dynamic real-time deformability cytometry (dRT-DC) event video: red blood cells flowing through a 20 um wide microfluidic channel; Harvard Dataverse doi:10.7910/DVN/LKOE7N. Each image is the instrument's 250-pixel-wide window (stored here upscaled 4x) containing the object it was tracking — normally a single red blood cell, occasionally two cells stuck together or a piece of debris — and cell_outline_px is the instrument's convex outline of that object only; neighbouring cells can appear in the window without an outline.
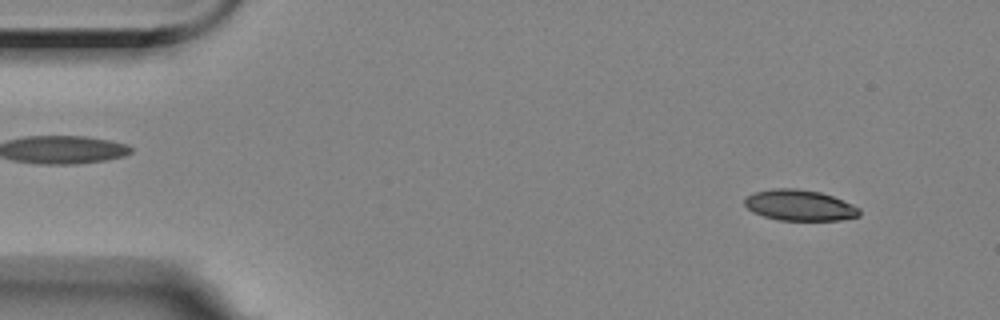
{"species": "Egyptian fruit bat (a non-hibernating species)", "species_latin": "Rousettus aegyptiacus", "temperature_condition": "room temperature", "stored_images_in_passage": 55, "camera_frame_rate_fps": 3000, "um_per_image_px": 0.085, "animal": {"sex": "female"}, "frame": {"image": 1, "passage_image": 5, "time_ms": 1.333, "image_size_px": [1000, 320], "cell_outline_px": [[860, 216], [840, 220], [776, 220], [752, 212], [744, 204], [744, 200], [748, 196], [756, 192], [776, 188], [796, 188], [820, 192], [832, 196], [860, 208]], "centroid_in_image_um": [67.97, 17.45], "position_along_channel_um": 17.0, "area_um2": 20.52}}
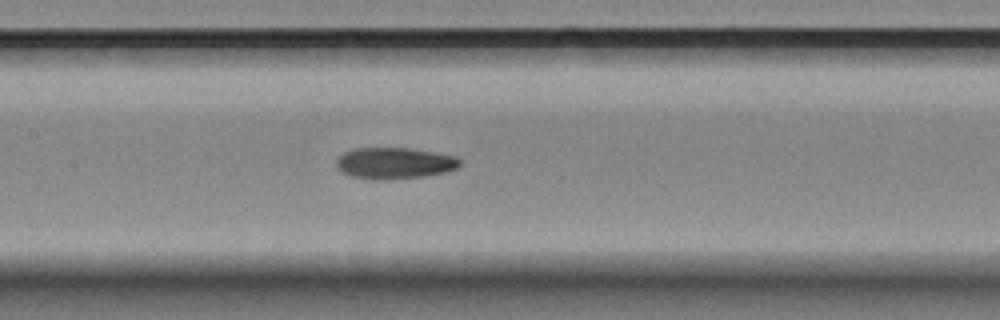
{"frame": {"image": 2, "passage_image": 26, "time_ms": 8.333, "image_size_px": [1000, 320], "cell_outline_px": [[460, 164], [456, 168], [444, 172], [424, 176], [384, 180], [380, 180], [352, 176], [336, 168], [336, 160], [344, 152], [352, 148], [408, 148], [456, 156], [460, 160]], "centroid_in_image_um": [33.5, 13.86], "position_along_channel_um": 173.9, "area_um2": 22.37}}
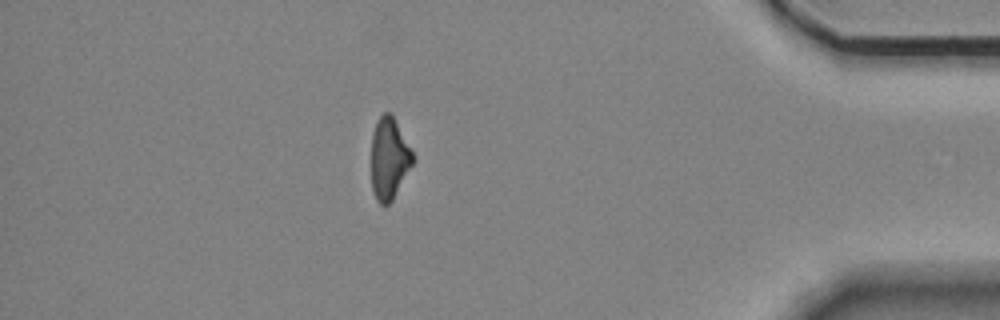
{"frame": {"image": 3, "passage_image": 48, "time_ms": 15.667, "image_size_px": [1000, 320], "cell_outline_px": [[416, 160], [392, 200], [388, 204], [380, 204], [376, 200], [372, 192], [372, 136], [376, 124], [380, 116], [384, 112], [392, 112], [416, 156]], "centroid_in_image_um": [33.12, 13.46], "position_along_channel_um": 402.1, "area_um2": 20.11}, "authors_computed_cell_mechanics": {"area_um2": 22.0796, "velocity_mm_per_s": 3.5325, "shape_relaxation_time_tau1_ms": null, "shape_relaxation_time_tau2_ms": 4.3503, "deformation_change_tau1": null, "deformation_change_tau2": 0.0841}}